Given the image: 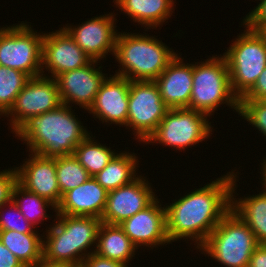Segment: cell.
Returning <instances> with one entry per match:
<instances>
[{"label":"cell","instance_id":"6da1fadb","mask_svg":"<svg viewBox=\"0 0 266 267\" xmlns=\"http://www.w3.org/2000/svg\"><path fill=\"white\" fill-rule=\"evenodd\" d=\"M165 205L166 231L172 242L194 241L198 249L231 210L234 170Z\"/></svg>","mask_w":266,"mask_h":267},{"label":"cell","instance_id":"7a4b0ae2","mask_svg":"<svg viewBox=\"0 0 266 267\" xmlns=\"http://www.w3.org/2000/svg\"><path fill=\"white\" fill-rule=\"evenodd\" d=\"M72 111L71 106L61 104L30 117L14 135L26 143L28 152L50 158L73 155L75 148L91 133Z\"/></svg>","mask_w":266,"mask_h":267},{"label":"cell","instance_id":"3957f363","mask_svg":"<svg viewBox=\"0 0 266 267\" xmlns=\"http://www.w3.org/2000/svg\"><path fill=\"white\" fill-rule=\"evenodd\" d=\"M55 215V224H50L44 231L43 259L80 267L83 260L95 252L102 221L92 216Z\"/></svg>","mask_w":266,"mask_h":267},{"label":"cell","instance_id":"277c9868","mask_svg":"<svg viewBox=\"0 0 266 267\" xmlns=\"http://www.w3.org/2000/svg\"><path fill=\"white\" fill-rule=\"evenodd\" d=\"M119 31L114 57L120 68L115 75L129 81H154L177 55L155 35ZM118 71V72H117Z\"/></svg>","mask_w":266,"mask_h":267},{"label":"cell","instance_id":"5b68a950","mask_svg":"<svg viewBox=\"0 0 266 267\" xmlns=\"http://www.w3.org/2000/svg\"><path fill=\"white\" fill-rule=\"evenodd\" d=\"M217 56V57H216ZM193 87L187 109L207 116L226 104L238 113L239 98L233 93L227 61L222 54L193 63Z\"/></svg>","mask_w":266,"mask_h":267},{"label":"cell","instance_id":"8992f818","mask_svg":"<svg viewBox=\"0 0 266 267\" xmlns=\"http://www.w3.org/2000/svg\"><path fill=\"white\" fill-rule=\"evenodd\" d=\"M258 245L252 230L230 210L198 249L225 267H248Z\"/></svg>","mask_w":266,"mask_h":267},{"label":"cell","instance_id":"52a82bcc","mask_svg":"<svg viewBox=\"0 0 266 267\" xmlns=\"http://www.w3.org/2000/svg\"><path fill=\"white\" fill-rule=\"evenodd\" d=\"M244 32L222 54L229 68L230 84L239 100L254 86L266 67V40L245 26Z\"/></svg>","mask_w":266,"mask_h":267},{"label":"cell","instance_id":"ba28073f","mask_svg":"<svg viewBox=\"0 0 266 267\" xmlns=\"http://www.w3.org/2000/svg\"><path fill=\"white\" fill-rule=\"evenodd\" d=\"M30 22L0 27V66L19 70L30 78L42 75V41Z\"/></svg>","mask_w":266,"mask_h":267},{"label":"cell","instance_id":"9c48e42d","mask_svg":"<svg viewBox=\"0 0 266 267\" xmlns=\"http://www.w3.org/2000/svg\"><path fill=\"white\" fill-rule=\"evenodd\" d=\"M208 117L206 114L187 108L169 109L156 130L144 143L170 146L176 151L186 150L212 136L214 129Z\"/></svg>","mask_w":266,"mask_h":267},{"label":"cell","instance_id":"30bf717a","mask_svg":"<svg viewBox=\"0 0 266 267\" xmlns=\"http://www.w3.org/2000/svg\"><path fill=\"white\" fill-rule=\"evenodd\" d=\"M169 108L154 81H130L126 129L144 144L156 130Z\"/></svg>","mask_w":266,"mask_h":267},{"label":"cell","instance_id":"8fae6325","mask_svg":"<svg viewBox=\"0 0 266 267\" xmlns=\"http://www.w3.org/2000/svg\"><path fill=\"white\" fill-rule=\"evenodd\" d=\"M46 75L30 78L4 115L10 118L11 132L14 133L30 117L49 112L62 104L56 79Z\"/></svg>","mask_w":266,"mask_h":267},{"label":"cell","instance_id":"7c38bea8","mask_svg":"<svg viewBox=\"0 0 266 267\" xmlns=\"http://www.w3.org/2000/svg\"><path fill=\"white\" fill-rule=\"evenodd\" d=\"M111 12L95 16L80 25H65L62 28L70 35L76 44L92 59H106L108 52L114 55L116 38V14Z\"/></svg>","mask_w":266,"mask_h":267},{"label":"cell","instance_id":"4fadbf2b","mask_svg":"<svg viewBox=\"0 0 266 267\" xmlns=\"http://www.w3.org/2000/svg\"><path fill=\"white\" fill-rule=\"evenodd\" d=\"M146 177L139 175L131 183L109 191L101 221L119 225L148 207L158 196Z\"/></svg>","mask_w":266,"mask_h":267},{"label":"cell","instance_id":"5bb4252c","mask_svg":"<svg viewBox=\"0 0 266 267\" xmlns=\"http://www.w3.org/2000/svg\"><path fill=\"white\" fill-rule=\"evenodd\" d=\"M97 63L100 61L91 60L86 66L66 71L55 78L62 104L72 107L74 103L81 109L89 110L108 75L102 72V66H97L100 65Z\"/></svg>","mask_w":266,"mask_h":267},{"label":"cell","instance_id":"9a60e30c","mask_svg":"<svg viewBox=\"0 0 266 267\" xmlns=\"http://www.w3.org/2000/svg\"><path fill=\"white\" fill-rule=\"evenodd\" d=\"M91 60L62 27L55 32L44 33L42 41L43 76L44 72L48 71V74H51L47 77L56 78L66 71L86 66Z\"/></svg>","mask_w":266,"mask_h":267},{"label":"cell","instance_id":"2e32d148","mask_svg":"<svg viewBox=\"0 0 266 267\" xmlns=\"http://www.w3.org/2000/svg\"><path fill=\"white\" fill-rule=\"evenodd\" d=\"M158 199L119 224L138 249L146 246L153 250L154 247L170 244L166 231L165 205L162 207Z\"/></svg>","mask_w":266,"mask_h":267},{"label":"cell","instance_id":"e0dca14e","mask_svg":"<svg viewBox=\"0 0 266 267\" xmlns=\"http://www.w3.org/2000/svg\"><path fill=\"white\" fill-rule=\"evenodd\" d=\"M129 90L130 81L128 79L115 74L109 77L107 75L88 112L94 116V119L102 121V124L126 127Z\"/></svg>","mask_w":266,"mask_h":267},{"label":"cell","instance_id":"ac0fdd59","mask_svg":"<svg viewBox=\"0 0 266 267\" xmlns=\"http://www.w3.org/2000/svg\"><path fill=\"white\" fill-rule=\"evenodd\" d=\"M29 154V158L24 159V163L16 167L18 183L27 191L58 206L61 202V193L57 182L55 158L33 152Z\"/></svg>","mask_w":266,"mask_h":267},{"label":"cell","instance_id":"d6986e66","mask_svg":"<svg viewBox=\"0 0 266 267\" xmlns=\"http://www.w3.org/2000/svg\"><path fill=\"white\" fill-rule=\"evenodd\" d=\"M177 54L154 82L169 109L187 108L193 87V63H184Z\"/></svg>","mask_w":266,"mask_h":267},{"label":"cell","instance_id":"ffe728a7","mask_svg":"<svg viewBox=\"0 0 266 267\" xmlns=\"http://www.w3.org/2000/svg\"><path fill=\"white\" fill-rule=\"evenodd\" d=\"M108 192L91 177L80 186L66 192L57 206V214L92 216L101 219Z\"/></svg>","mask_w":266,"mask_h":267},{"label":"cell","instance_id":"44dd1931","mask_svg":"<svg viewBox=\"0 0 266 267\" xmlns=\"http://www.w3.org/2000/svg\"><path fill=\"white\" fill-rule=\"evenodd\" d=\"M235 171L231 187V210L252 230L258 244H266V190L263 189L259 194L243 196L237 200L235 190L239 176H237L238 171Z\"/></svg>","mask_w":266,"mask_h":267},{"label":"cell","instance_id":"7402d4cb","mask_svg":"<svg viewBox=\"0 0 266 267\" xmlns=\"http://www.w3.org/2000/svg\"><path fill=\"white\" fill-rule=\"evenodd\" d=\"M176 1V0H175ZM174 0H113L114 6L141 27L156 29L171 18ZM173 10V11H172ZM151 27V28H150Z\"/></svg>","mask_w":266,"mask_h":267},{"label":"cell","instance_id":"603a6c76","mask_svg":"<svg viewBox=\"0 0 266 267\" xmlns=\"http://www.w3.org/2000/svg\"><path fill=\"white\" fill-rule=\"evenodd\" d=\"M138 248L119 225L101 223L95 252L97 255L129 265Z\"/></svg>","mask_w":266,"mask_h":267},{"label":"cell","instance_id":"cb8c5ba5","mask_svg":"<svg viewBox=\"0 0 266 267\" xmlns=\"http://www.w3.org/2000/svg\"><path fill=\"white\" fill-rule=\"evenodd\" d=\"M136 153L119 152L106 167L98 172L93 178L107 192L127 185L139 175L136 173L139 167ZM138 165V166H137ZM137 169V170H136Z\"/></svg>","mask_w":266,"mask_h":267},{"label":"cell","instance_id":"d4e9b609","mask_svg":"<svg viewBox=\"0 0 266 267\" xmlns=\"http://www.w3.org/2000/svg\"><path fill=\"white\" fill-rule=\"evenodd\" d=\"M43 237L40 233L0 230V241L25 267L34 266L43 258Z\"/></svg>","mask_w":266,"mask_h":267},{"label":"cell","instance_id":"484cf974","mask_svg":"<svg viewBox=\"0 0 266 267\" xmlns=\"http://www.w3.org/2000/svg\"><path fill=\"white\" fill-rule=\"evenodd\" d=\"M91 135V136H90ZM89 134L74 150L73 156L86 169L91 177L103 170L118 154L106 144L98 143L95 136Z\"/></svg>","mask_w":266,"mask_h":267},{"label":"cell","instance_id":"4316f807","mask_svg":"<svg viewBox=\"0 0 266 267\" xmlns=\"http://www.w3.org/2000/svg\"><path fill=\"white\" fill-rule=\"evenodd\" d=\"M12 200L17 205L19 211L25 218L37 229V225L44 220H49L46 211L50 208L57 213V206L44 197L27 191L19 183H17L12 192Z\"/></svg>","mask_w":266,"mask_h":267},{"label":"cell","instance_id":"83f0119b","mask_svg":"<svg viewBox=\"0 0 266 267\" xmlns=\"http://www.w3.org/2000/svg\"><path fill=\"white\" fill-rule=\"evenodd\" d=\"M57 182L62 196L91 178L73 155L55 158Z\"/></svg>","mask_w":266,"mask_h":267},{"label":"cell","instance_id":"f1b7e54d","mask_svg":"<svg viewBox=\"0 0 266 267\" xmlns=\"http://www.w3.org/2000/svg\"><path fill=\"white\" fill-rule=\"evenodd\" d=\"M29 79L19 70L0 66V116H4L13 106L16 96Z\"/></svg>","mask_w":266,"mask_h":267},{"label":"cell","instance_id":"f546056e","mask_svg":"<svg viewBox=\"0 0 266 267\" xmlns=\"http://www.w3.org/2000/svg\"><path fill=\"white\" fill-rule=\"evenodd\" d=\"M5 208L8 209L7 213L3 211ZM0 230H14L20 233H38L39 231L19 211L13 200L0 208Z\"/></svg>","mask_w":266,"mask_h":267},{"label":"cell","instance_id":"4dcf8cb0","mask_svg":"<svg viewBox=\"0 0 266 267\" xmlns=\"http://www.w3.org/2000/svg\"><path fill=\"white\" fill-rule=\"evenodd\" d=\"M238 115L258 129L266 139V104L261 100H239Z\"/></svg>","mask_w":266,"mask_h":267},{"label":"cell","instance_id":"1f68e13d","mask_svg":"<svg viewBox=\"0 0 266 267\" xmlns=\"http://www.w3.org/2000/svg\"><path fill=\"white\" fill-rule=\"evenodd\" d=\"M17 183L16 167L0 171V208L12 200L13 188Z\"/></svg>","mask_w":266,"mask_h":267},{"label":"cell","instance_id":"d6a6232c","mask_svg":"<svg viewBox=\"0 0 266 267\" xmlns=\"http://www.w3.org/2000/svg\"><path fill=\"white\" fill-rule=\"evenodd\" d=\"M259 1V4L244 17L242 26L258 31L266 24V0Z\"/></svg>","mask_w":266,"mask_h":267},{"label":"cell","instance_id":"836d02e7","mask_svg":"<svg viewBox=\"0 0 266 267\" xmlns=\"http://www.w3.org/2000/svg\"><path fill=\"white\" fill-rule=\"evenodd\" d=\"M80 267H128V266L119 261L107 259L97 255L96 253H91L83 260Z\"/></svg>","mask_w":266,"mask_h":267},{"label":"cell","instance_id":"e575fe53","mask_svg":"<svg viewBox=\"0 0 266 267\" xmlns=\"http://www.w3.org/2000/svg\"><path fill=\"white\" fill-rule=\"evenodd\" d=\"M266 95V67L254 86L240 100H261Z\"/></svg>","mask_w":266,"mask_h":267},{"label":"cell","instance_id":"d590c367","mask_svg":"<svg viewBox=\"0 0 266 267\" xmlns=\"http://www.w3.org/2000/svg\"><path fill=\"white\" fill-rule=\"evenodd\" d=\"M0 267H25L23 263L0 241Z\"/></svg>","mask_w":266,"mask_h":267},{"label":"cell","instance_id":"8d00e7d4","mask_svg":"<svg viewBox=\"0 0 266 267\" xmlns=\"http://www.w3.org/2000/svg\"><path fill=\"white\" fill-rule=\"evenodd\" d=\"M248 267H266V244H259L251 255Z\"/></svg>","mask_w":266,"mask_h":267},{"label":"cell","instance_id":"74e56055","mask_svg":"<svg viewBox=\"0 0 266 267\" xmlns=\"http://www.w3.org/2000/svg\"><path fill=\"white\" fill-rule=\"evenodd\" d=\"M31 267H71V266L62 263L49 262L42 258L34 266Z\"/></svg>","mask_w":266,"mask_h":267},{"label":"cell","instance_id":"f35d334b","mask_svg":"<svg viewBox=\"0 0 266 267\" xmlns=\"http://www.w3.org/2000/svg\"><path fill=\"white\" fill-rule=\"evenodd\" d=\"M265 160L263 159V163H261V170H260V174L262 177H260L262 179L261 183H262V188H264V190H266V157Z\"/></svg>","mask_w":266,"mask_h":267},{"label":"cell","instance_id":"ab89813d","mask_svg":"<svg viewBox=\"0 0 266 267\" xmlns=\"http://www.w3.org/2000/svg\"><path fill=\"white\" fill-rule=\"evenodd\" d=\"M258 32L265 38L266 40V24L263 25L259 30Z\"/></svg>","mask_w":266,"mask_h":267},{"label":"cell","instance_id":"60d3db41","mask_svg":"<svg viewBox=\"0 0 266 267\" xmlns=\"http://www.w3.org/2000/svg\"><path fill=\"white\" fill-rule=\"evenodd\" d=\"M261 101L266 104V95L261 99Z\"/></svg>","mask_w":266,"mask_h":267}]
</instances>
